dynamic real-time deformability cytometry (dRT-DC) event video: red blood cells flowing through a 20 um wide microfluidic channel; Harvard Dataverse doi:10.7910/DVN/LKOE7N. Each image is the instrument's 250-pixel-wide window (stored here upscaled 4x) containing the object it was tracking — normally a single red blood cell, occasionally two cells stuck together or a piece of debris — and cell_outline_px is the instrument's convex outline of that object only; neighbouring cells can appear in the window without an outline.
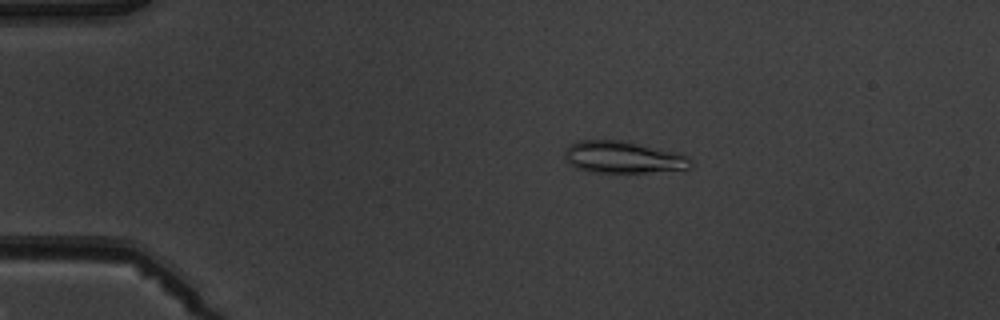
{"species": "common noctule bat (a hibernating species)", "species_latin": "Nyctalus noctula", "temperature_condition": "warm", "stored_images_in_passage": 4, "camera_frame_rate_fps": 3000, "um_per_image_px": 0.085, "animal": {"sex": "male", "body_mass_g": 19.5, "forearm_length_mm": 54.6}, "frame": {"image": 1, "passage_image": 2, "time_ms": 1.0, "image_size_px": [1000, 320], "cell_outline_px": [[692, 164], [688, 168], [644, 172], [588, 172], [572, 164], [564, 156], [564, 152], [572, 144], [580, 140], [620, 140], [684, 156], [692, 160]], "centroid_in_image_um": [52.88, 13.37], "position_along_channel_um": 32.1, "area_um2": 22.31}}